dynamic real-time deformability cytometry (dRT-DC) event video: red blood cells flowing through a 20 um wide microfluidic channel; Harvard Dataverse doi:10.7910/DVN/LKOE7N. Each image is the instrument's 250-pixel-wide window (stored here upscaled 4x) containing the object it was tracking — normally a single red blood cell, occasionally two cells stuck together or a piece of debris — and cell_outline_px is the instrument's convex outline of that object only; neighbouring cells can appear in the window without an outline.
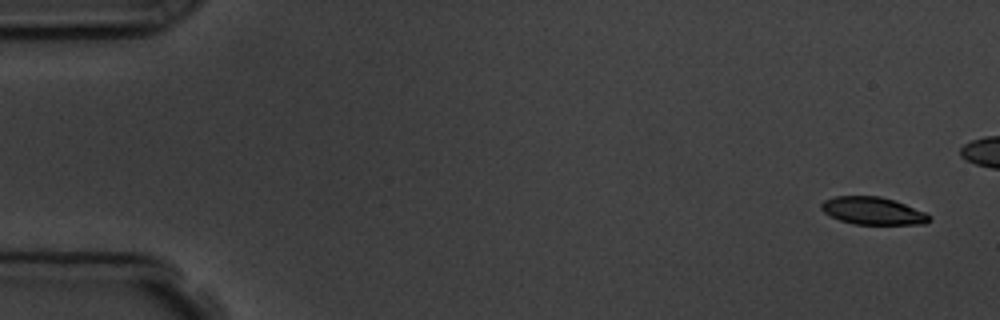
{"species": "common noctule bat (a hibernating species)", "species_latin": "Nyctalus noctula", "temperature_condition": "room temperature", "stored_images_in_passage": 6, "camera_frame_rate_fps": 3000, "um_per_image_px": 0.085, "animal": {"sex": "male", "body_mass_g": 19.5, "forearm_length_mm": 54.6}, "frame": {"image": 1, "passage_image": 1, "time_ms": 0.0, "image_size_px": [1000, 320], "cell_outline_px": [[932, 220], [924, 224], [856, 224], [840, 220], [824, 212], [820, 208], [820, 204], [824, 200], [836, 196], [880, 196], [896, 200], [924, 212], [932, 216]], "centroid_in_image_um": [74.22, 17.91], "position_along_channel_um": 10.8, "area_um2": 17.34}}